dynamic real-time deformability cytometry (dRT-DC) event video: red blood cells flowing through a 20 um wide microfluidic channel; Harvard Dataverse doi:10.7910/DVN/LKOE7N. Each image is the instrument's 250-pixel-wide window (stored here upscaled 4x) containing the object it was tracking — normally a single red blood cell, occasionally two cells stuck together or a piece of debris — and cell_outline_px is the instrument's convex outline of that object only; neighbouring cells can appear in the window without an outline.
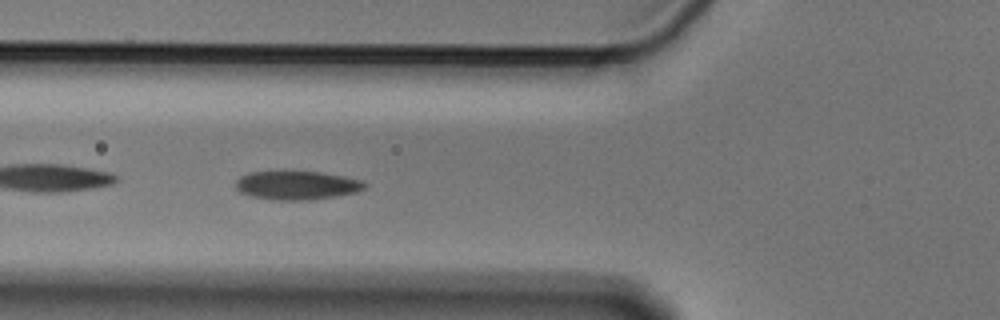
{"species": "Egyptian fruit bat (a non-hibernating species)", "species_latin": "Rousettus aegyptiacus", "temperature_condition": "cold", "stored_images_in_passage": 55, "camera_frame_rate_fps": 3000, "um_per_image_px": 0.085, "animal": {"sex": "male"}, "frame": {"image": 1, "passage_image": 20, "time_ms": 6.333, "image_size_px": [1000, 320], "cell_outline_px": [[368, 184], [364, 188], [356, 192], [336, 196], [308, 200], [272, 200], [252, 196], [240, 192], [236, 188], [236, 180], [240, 176], [248, 172], [320, 172], [344, 176], [364, 180]], "centroid_in_image_um": [25.25, 15.75], "position_along_channel_um": 100.6, "area_um2": 21.56}}
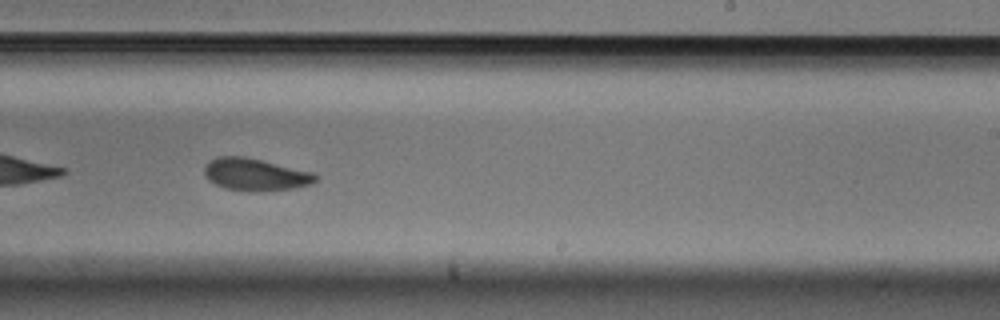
{"frame": {"image": 2, "passage_image": 34, "time_ms": 11.0, "image_size_px": [1000, 320], "cell_outline_px": [[320, 176], [312, 184], [292, 188], [256, 192], [248, 192], [224, 188], [208, 180], [204, 176], [204, 164], [216, 156], [244, 156], [316, 172]], "centroid_in_image_um": [21.71, 14.83], "position_along_channel_um": 267.3, "area_um2": 21.39}}
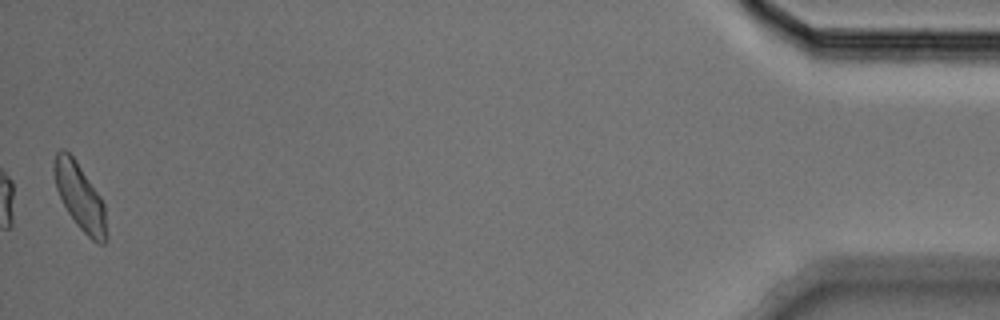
{"frame": {"image": 3, "passage_image": 55, "time_ms": 18.0, "image_size_px": [1000, 320], "cell_outline_px": [[108, 240], [104, 244], [100, 244], [92, 240], [76, 224], [68, 212], [56, 188], [52, 172], [52, 164], [56, 152], [60, 148], [64, 148], [76, 160], [100, 196], [104, 204], [108, 236]], "centroid_in_image_um": [6.79, 16.71], "position_along_channel_um": 428.4, "area_um2": 20.46}, "authors_computed_cell_mechanics": {"area_um2": 21.5594, "velocity_mm_per_s": 3.5753, "shape_relaxation_time_tau1_ms": 2.7225, "shape_relaxation_time_tau2_ms": 1.6486, "deformation_change_tau1": 0.0911, "deformation_change_tau2": 0.0401}}